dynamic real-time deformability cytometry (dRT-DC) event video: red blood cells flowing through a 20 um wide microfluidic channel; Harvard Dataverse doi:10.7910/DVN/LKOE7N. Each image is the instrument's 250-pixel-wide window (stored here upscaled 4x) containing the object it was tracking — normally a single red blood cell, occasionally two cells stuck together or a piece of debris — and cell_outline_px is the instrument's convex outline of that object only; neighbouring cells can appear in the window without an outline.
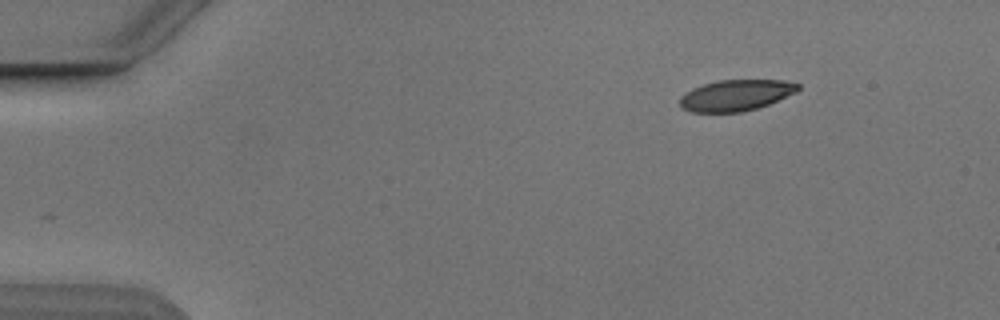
{"species": "Egyptian fruit bat (a non-hibernating species)", "species_latin": "Rousettus aegyptiacus", "temperature_condition": "cold", "stored_images_in_passage": 4, "camera_frame_rate_fps": 3000, "um_per_image_px": 0.085, "animal": {"sex": "male"}, "frame": {"image": 1, "passage_image": 1, "time_ms": 0.0, "image_size_px": [1000, 320], "cell_outline_px": [[800, 88], [796, 92], [768, 104], [756, 108], [740, 112], [692, 112], [680, 108], [680, 96], [692, 88], [704, 84], [720, 80], [784, 80], [800, 84]], "centroid_in_image_um": [62.53, 8.09], "position_along_channel_um": 22.5, "area_um2": 21.33}}
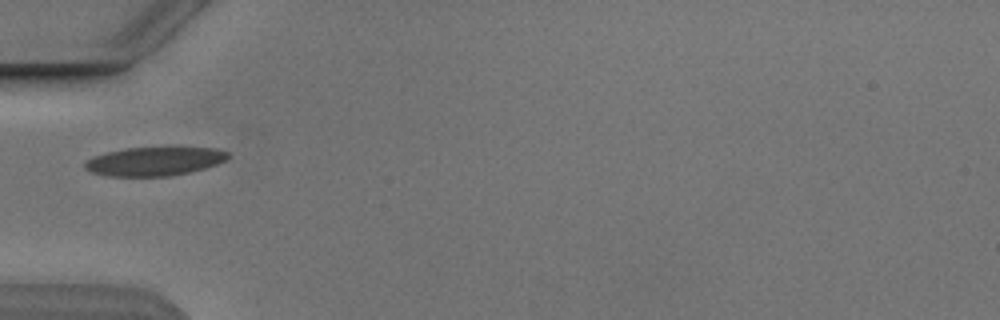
{"frame": {"image": 2, "passage_image": 4, "time_ms": 3.667, "image_size_px": [1000, 320], "cell_outline_px": [[228, 156], [224, 160], [216, 164], [204, 168], [172, 176], [108, 176], [92, 172], [84, 168], [84, 164], [92, 156], [124, 148], [168, 144], [176, 144], [216, 148], [228, 152]], "centroid_in_image_um": [13.17, 13.64], "position_along_channel_um": 71.8, "area_um2": 25.09}}